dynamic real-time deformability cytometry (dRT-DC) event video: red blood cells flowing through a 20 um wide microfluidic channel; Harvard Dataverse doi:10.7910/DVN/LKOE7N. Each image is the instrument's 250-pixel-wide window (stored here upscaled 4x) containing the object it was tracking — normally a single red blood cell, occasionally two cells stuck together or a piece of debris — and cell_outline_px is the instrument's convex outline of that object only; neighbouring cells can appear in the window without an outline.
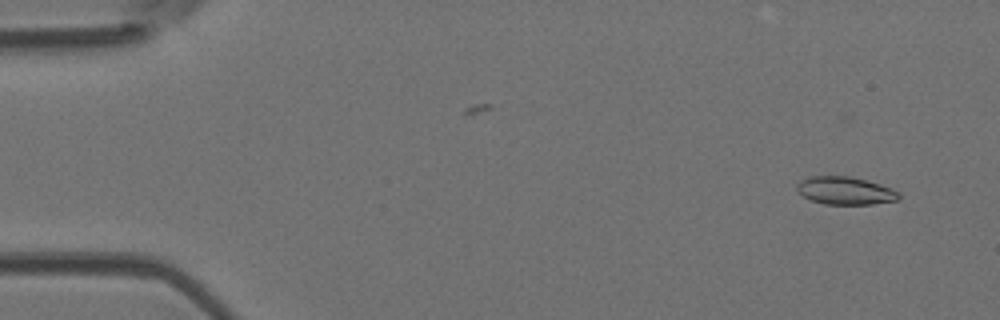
{"species": "Egyptian fruit bat (a non-hibernating species)", "species_latin": "Rousettus aegyptiacus", "temperature_condition": "room temperature", "stored_images_in_passage": 4, "camera_frame_rate_fps": 3000, "um_per_image_px": 0.085, "animal": {"sex": "female"}, "frame": {"image": 1, "passage_image": 1, "time_ms": 0.0, "image_size_px": [1000, 320], "cell_outline_px": [[900, 196], [896, 200], [872, 204], [824, 204], [812, 200], [796, 192], [796, 184], [800, 180], [808, 176], [848, 176], [880, 184], [892, 188], [900, 192]], "centroid_in_image_um": [71.81, 16.2], "position_along_channel_um": 13.2, "area_um2": 16.53}}
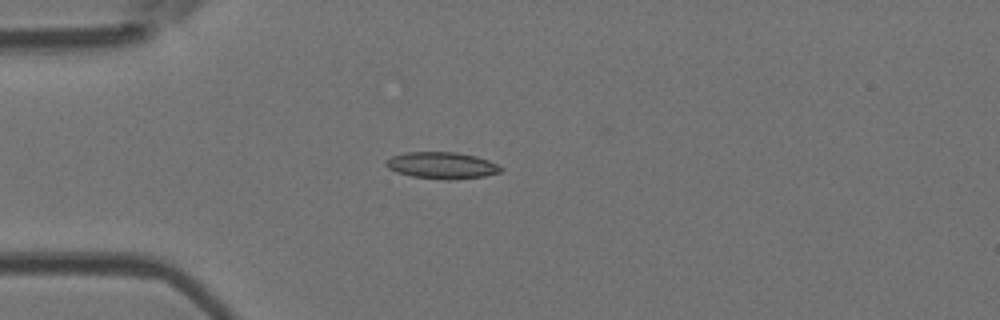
{"frame": {"image": 2, "passage_image": 4, "time_ms": 1.0, "image_size_px": [1000, 320], "cell_outline_px": [[504, 168], [500, 172], [484, 176], [448, 180], [412, 176], [396, 172], [388, 168], [384, 164], [384, 160], [392, 156], [404, 152], [456, 152], [476, 156], [488, 160]], "centroid_in_image_um": [37.52, 14.05], "position_along_channel_um": 47.5, "area_um2": 17.86}}